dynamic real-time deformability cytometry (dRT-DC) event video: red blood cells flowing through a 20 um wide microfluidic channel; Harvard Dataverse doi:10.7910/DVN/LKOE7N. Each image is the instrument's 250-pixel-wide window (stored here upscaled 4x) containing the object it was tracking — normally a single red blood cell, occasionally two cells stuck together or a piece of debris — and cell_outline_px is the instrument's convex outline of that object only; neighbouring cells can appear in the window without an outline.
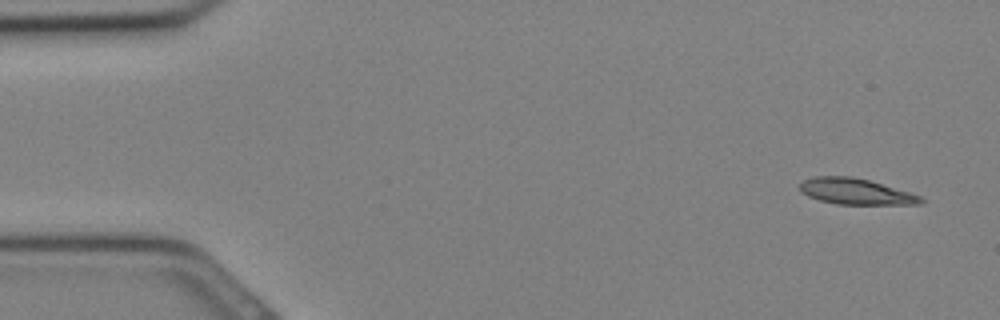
{"species": "Egyptian fruit bat (a non-hibernating species)", "species_latin": "Rousettus aegyptiacus", "temperature_condition": "cold", "stored_images_in_passage": 30, "camera_frame_rate_fps": 3000, "um_per_image_px": 0.085, "animal": {"sex": "female"}, "frame": {"image": 1, "passage_image": 1, "time_ms": 0.0, "image_size_px": [1000, 320], "cell_outline_px": [[924, 200], [920, 204], [836, 204], [820, 200], [808, 196], [800, 192], [800, 184], [804, 180], [816, 176], [852, 176], [868, 180], [908, 192], [920, 196]], "centroid_in_image_um": [72.69, 16.27], "position_along_channel_um": 12.3, "area_um2": 18.03}}
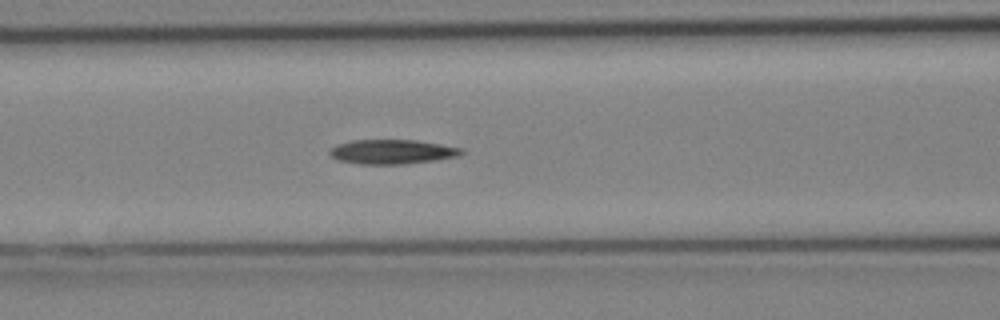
{"frame": {"image": 2, "passage_image": 12, "time_ms": 3.667, "image_size_px": [1000, 320], "cell_outline_px": [[464, 152], [460, 156], [436, 160], [404, 164], [360, 164], [336, 160], [328, 152], [336, 144], [352, 140], [416, 140], [464, 148]], "centroid_in_image_um": [33.35, 12.9], "position_along_channel_um": 133.3, "area_um2": 18.9}}
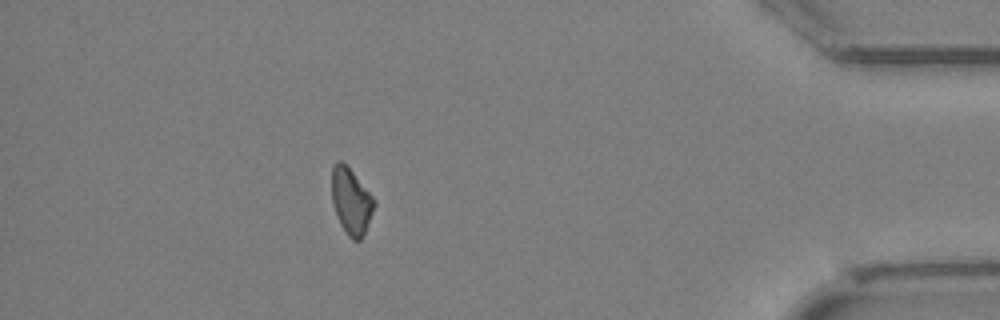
{"frame": {"image": 3, "passage_image": 27, "time_ms": 8.667, "image_size_px": [1000, 320], "cell_outline_px": [[376, 204], [364, 232], [360, 240], [352, 240], [348, 236], [340, 224], [332, 204], [332, 168], [336, 160], [340, 160], [352, 172], [376, 200]], "centroid_in_image_um": [29.83, 17.11], "position_along_channel_um": 405.4, "area_um2": 16.13}}